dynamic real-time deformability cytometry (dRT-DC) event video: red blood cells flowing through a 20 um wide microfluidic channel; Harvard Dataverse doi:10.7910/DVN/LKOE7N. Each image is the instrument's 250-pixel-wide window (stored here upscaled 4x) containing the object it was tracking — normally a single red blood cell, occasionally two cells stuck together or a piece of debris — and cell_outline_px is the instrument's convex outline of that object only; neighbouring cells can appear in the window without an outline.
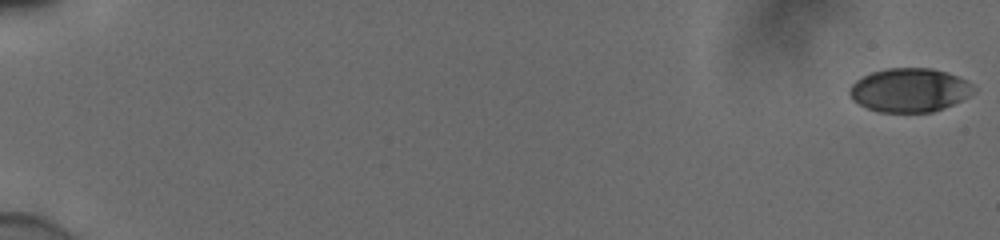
{"species": "human", "species_latin": "Homo sapiens", "temperature_condition": "cold", "stored_images_in_passage": 56, "camera_frame_rate_fps": 3000, "um_per_image_px": 0.085, "donor": {"sex": "male"}, "frame": {"image": 1, "passage_image": 1, "time_ms": 0.0, "image_size_px": [1000, 240], "cell_outline_px": [[976, 88], [968, 96], [944, 108], [932, 112], [880, 112], [868, 108], [852, 100], [848, 92], [848, 88], [856, 80], [872, 72], [884, 68], [932, 68], [948, 72], [968, 80]], "centroid_in_image_um": [77.3, 7.65], "position_along_channel_um": 7.7, "area_um2": 31.73}}
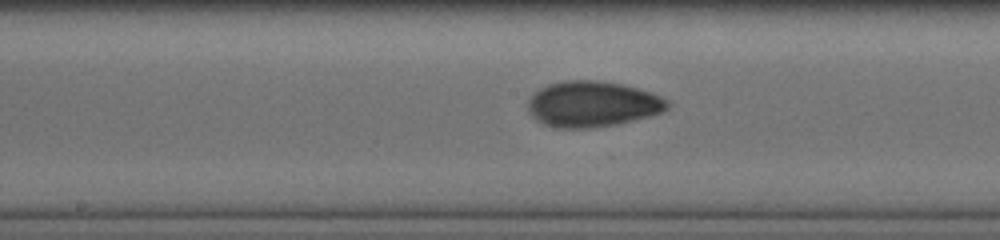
{"frame": {"image": 2, "passage_image": 32, "time_ms": 10.333, "image_size_px": [1000, 240], "cell_outline_px": [[672, 104], [664, 112], [616, 124], [592, 128], [556, 128], [544, 124], [532, 116], [528, 108], [528, 100], [540, 88], [548, 84], [564, 80], [596, 80], [624, 84], [660, 96], [668, 100]], "centroid_in_image_um": [50.37, 8.84], "position_along_channel_um": 197.8, "area_um2": 37.17}}
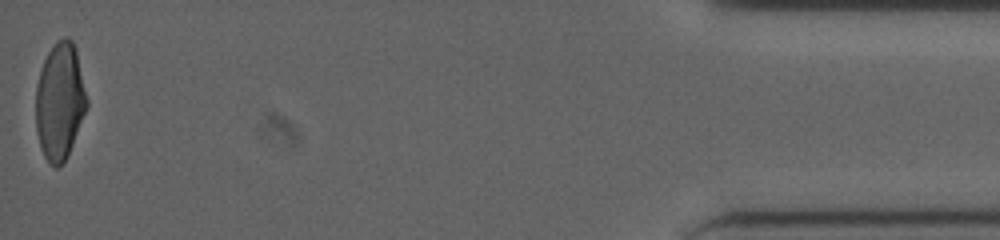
{"frame": {"image": 3, "passage_image": 56, "time_ms": 18.333, "image_size_px": [1000, 240], "cell_outline_px": [[88, 104], [68, 156], [56, 168], [44, 156], [36, 132], [36, 84], [44, 60], [48, 52], [56, 40], [64, 36], [68, 36], [72, 40], [76, 48], [88, 100]], "centroid_in_image_um": [5.09, 8.56], "position_along_channel_um": 430.1, "area_um2": 34.74}, "authors_computed_cell_mechanics": {"area_um2": 34.7089, "velocity_mm_per_s": 3.8859, "shape_relaxation_time_tau1_ms": 4.7684, "shape_relaxation_time_tau2_ms": 1.3475, "deformation_change_tau1": 0.1653, "deformation_change_tau2": 0.0465}}